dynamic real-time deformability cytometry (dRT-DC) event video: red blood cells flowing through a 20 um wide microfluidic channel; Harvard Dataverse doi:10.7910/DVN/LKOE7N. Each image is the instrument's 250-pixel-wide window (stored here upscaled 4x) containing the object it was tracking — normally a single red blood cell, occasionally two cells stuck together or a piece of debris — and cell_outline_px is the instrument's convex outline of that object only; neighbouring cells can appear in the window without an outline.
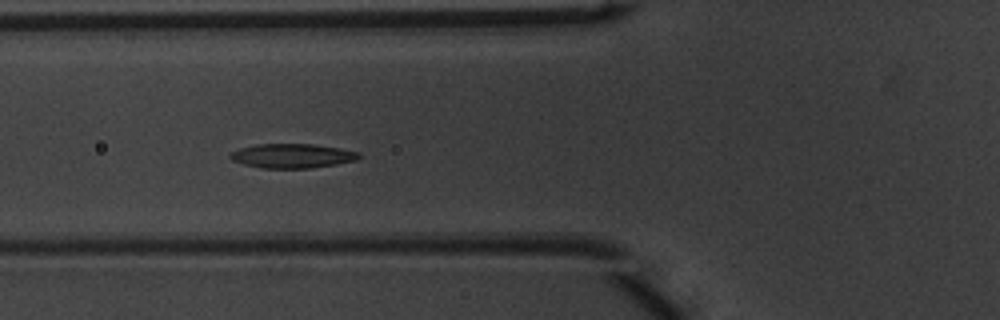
{"species": "common noctule bat (a hibernating species)", "species_latin": "Nyctalus noctula", "temperature_condition": "warm", "stored_images_in_passage": 37, "camera_frame_rate_fps": 3000, "um_per_image_px": 0.085, "animal": {"sex": "male", "body_mass_g": 20.1, "forearm_length_mm": 53.5}, "frame": {"image": 1, "passage_image": 5, "time_ms": 1.333, "image_size_px": [1000, 320], "cell_outline_px": [[360, 156], [356, 160], [336, 164], [312, 168], [264, 168], [244, 164], [232, 160], [228, 156], [232, 152], [240, 148], [256, 144], [312, 144], [340, 148], [360, 152]], "centroid_in_image_um": [24.85, 13.24], "position_along_channel_um": 101.0, "area_um2": 18.15}}
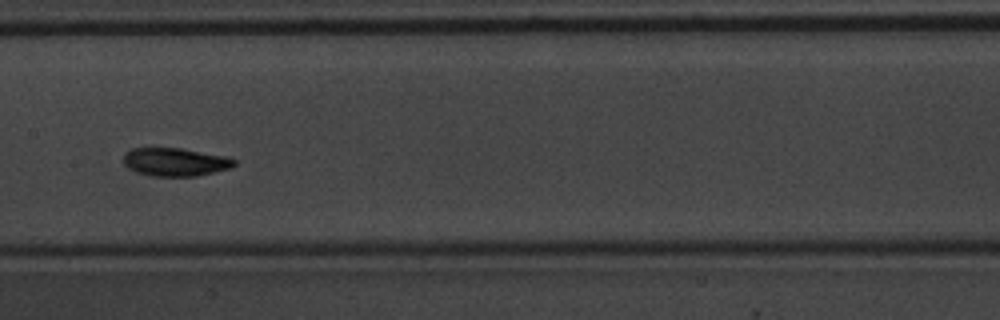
{"frame": {"image": 2, "passage_image": 12, "time_ms": 3.667, "image_size_px": [1000, 320], "cell_outline_px": [[236, 164], [232, 168], [196, 176], [152, 176], [136, 172], [128, 168], [124, 164], [124, 152], [132, 148], [180, 148], [224, 156], [236, 160]], "centroid_in_image_um": [14.88, 13.77], "position_along_channel_um": 192.5, "area_um2": 18.21}}
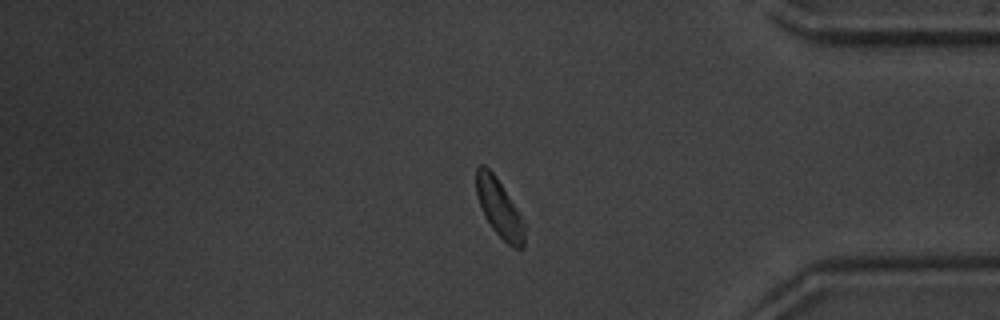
{"frame": {"image": 3, "passage_image": 29, "time_ms": 9.333, "image_size_px": [1000, 320], "cell_outline_px": [[524, 248], [512, 248], [492, 228], [484, 216], [476, 192], [476, 168], [480, 164], [484, 164], [492, 172], [500, 184], [520, 216], [524, 228]], "centroid_in_image_um": [42.4, 17.71], "position_along_channel_um": 392.8, "area_um2": 15.66}, "authors_computed_cell_mechanics": {"area_um2": 17.5712, "velocity_mm_per_s": 3.9073, "shape_relaxation_time_tau1_ms": 4.3672, "shape_relaxation_time_tau2_ms": 3.5893, "deformation_change_tau1": 0.1781, "deformation_change_tau2": 0.1008}}